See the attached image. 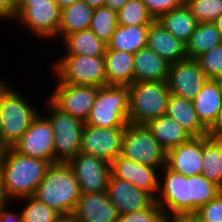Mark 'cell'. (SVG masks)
<instances>
[{"instance_id":"cell-1","label":"cell","mask_w":222,"mask_h":222,"mask_svg":"<svg viewBox=\"0 0 222 222\" xmlns=\"http://www.w3.org/2000/svg\"><path fill=\"white\" fill-rule=\"evenodd\" d=\"M51 163L41 159L22 156L12 148L2 152L0 160V193L10 202L30 197L44 178Z\"/></svg>"},{"instance_id":"cell-2","label":"cell","mask_w":222,"mask_h":222,"mask_svg":"<svg viewBox=\"0 0 222 222\" xmlns=\"http://www.w3.org/2000/svg\"><path fill=\"white\" fill-rule=\"evenodd\" d=\"M80 195L79 185L70 165L56 162L47 169L32 197L61 216H67L72 215Z\"/></svg>"},{"instance_id":"cell-3","label":"cell","mask_w":222,"mask_h":222,"mask_svg":"<svg viewBox=\"0 0 222 222\" xmlns=\"http://www.w3.org/2000/svg\"><path fill=\"white\" fill-rule=\"evenodd\" d=\"M18 90L4 82L0 86V123L2 148H11L40 112Z\"/></svg>"},{"instance_id":"cell-4","label":"cell","mask_w":222,"mask_h":222,"mask_svg":"<svg viewBox=\"0 0 222 222\" xmlns=\"http://www.w3.org/2000/svg\"><path fill=\"white\" fill-rule=\"evenodd\" d=\"M129 89V123L145 125L166 114L170 91L166 81L133 82Z\"/></svg>"},{"instance_id":"cell-5","label":"cell","mask_w":222,"mask_h":222,"mask_svg":"<svg viewBox=\"0 0 222 222\" xmlns=\"http://www.w3.org/2000/svg\"><path fill=\"white\" fill-rule=\"evenodd\" d=\"M129 123L128 86L106 85L98 94L84 124L99 128H124Z\"/></svg>"},{"instance_id":"cell-6","label":"cell","mask_w":222,"mask_h":222,"mask_svg":"<svg viewBox=\"0 0 222 222\" xmlns=\"http://www.w3.org/2000/svg\"><path fill=\"white\" fill-rule=\"evenodd\" d=\"M54 59L51 71L56 80L72 85L106 86L104 57L62 54Z\"/></svg>"},{"instance_id":"cell-7","label":"cell","mask_w":222,"mask_h":222,"mask_svg":"<svg viewBox=\"0 0 222 222\" xmlns=\"http://www.w3.org/2000/svg\"><path fill=\"white\" fill-rule=\"evenodd\" d=\"M46 101V115L50 114L46 117L54 133V163H68L80 153L84 123L62 112L50 100Z\"/></svg>"},{"instance_id":"cell-8","label":"cell","mask_w":222,"mask_h":222,"mask_svg":"<svg viewBox=\"0 0 222 222\" xmlns=\"http://www.w3.org/2000/svg\"><path fill=\"white\" fill-rule=\"evenodd\" d=\"M121 155L149 167L161 169L166 164V151L145 125L128 123L124 127Z\"/></svg>"},{"instance_id":"cell-9","label":"cell","mask_w":222,"mask_h":222,"mask_svg":"<svg viewBox=\"0 0 222 222\" xmlns=\"http://www.w3.org/2000/svg\"><path fill=\"white\" fill-rule=\"evenodd\" d=\"M61 9L56 2L16 3L15 20L41 40L57 38Z\"/></svg>"},{"instance_id":"cell-10","label":"cell","mask_w":222,"mask_h":222,"mask_svg":"<svg viewBox=\"0 0 222 222\" xmlns=\"http://www.w3.org/2000/svg\"><path fill=\"white\" fill-rule=\"evenodd\" d=\"M54 133L50 121L42 112L33 119L29 128L11 147L22 156L54 163Z\"/></svg>"},{"instance_id":"cell-11","label":"cell","mask_w":222,"mask_h":222,"mask_svg":"<svg viewBox=\"0 0 222 222\" xmlns=\"http://www.w3.org/2000/svg\"><path fill=\"white\" fill-rule=\"evenodd\" d=\"M98 88L58 81L57 87L55 86V90L48 99L62 112L85 123L97 97Z\"/></svg>"},{"instance_id":"cell-12","label":"cell","mask_w":222,"mask_h":222,"mask_svg":"<svg viewBox=\"0 0 222 222\" xmlns=\"http://www.w3.org/2000/svg\"><path fill=\"white\" fill-rule=\"evenodd\" d=\"M159 190L155 202L162 208L165 217L188 213V177L169 169H160Z\"/></svg>"},{"instance_id":"cell-13","label":"cell","mask_w":222,"mask_h":222,"mask_svg":"<svg viewBox=\"0 0 222 222\" xmlns=\"http://www.w3.org/2000/svg\"><path fill=\"white\" fill-rule=\"evenodd\" d=\"M68 164L73 170L81 194L106 191L110 176L108 162L96 156L80 152Z\"/></svg>"},{"instance_id":"cell-14","label":"cell","mask_w":222,"mask_h":222,"mask_svg":"<svg viewBox=\"0 0 222 222\" xmlns=\"http://www.w3.org/2000/svg\"><path fill=\"white\" fill-rule=\"evenodd\" d=\"M207 80L197 60L186 58L169 65L166 82L171 94L192 101Z\"/></svg>"},{"instance_id":"cell-15","label":"cell","mask_w":222,"mask_h":222,"mask_svg":"<svg viewBox=\"0 0 222 222\" xmlns=\"http://www.w3.org/2000/svg\"><path fill=\"white\" fill-rule=\"evenodd\" d=\"M124 128H99L84 124L80 152L110 163L121 154Z\"/></svg>"},{"instance_id":"cell-16","label":"cell","mask_w":222,"mask_h":222,"mask_svg":"<svg viewBox=\"0 0 222 222\" xmlns=\"http://www.w3.org/2000/svg\"><path fill=\"white\" fill-rule=\"evenodd\" d=\"M109 166L110 175L113 178L129 181L136 188L144 190L156 198L159 190V168L134 162L121 154L111 161Z\"/></svg>"},{"instance_id":"cell-17","label":"cell","mask_w":222,"mask_h":222,"mask_svg":"<svg viewBox=\"0 0 222 222\" xmlns=\"http://www.w3.org/2000/svg\"><path fill=\"white\" fill-rule=\"evenodd\" d=\"M106 193L119 215L145 210L155 198L148 192L136 188L131 182L109 176Z\"/></svg>"},{"instance_id":"cell-18","label":"cell","mask_w":222,"mask_h":222,"mask_svg":"<svg viewBox=\"0 0 222 222\" xmlns=\"http://www.w3.org/2000/svg\"><path fill=\"white\" fill-rule=\"evenodd\" d=\"M203 156V136L191 137L166 152V166L185 177L201 174Z\"/></svg>"},{"instance_id":"cell-19","label":"cell","mask_w":222,"mask_h":222,"mask_svg":"<svg viewBox=\"0 0 222 222\" xmlns=\"http://www.w3.org/2000/svg\"><path fill=\"white\" fill-rule=\"evenodd\" d=\"M72 216L77 222H117L119 218L106 191L81 194Z\"/></svg>"},{"instance_id":"cell-20","label":"cell","mask_w":222,"mask_h":222,"mask_svg":"<svg viewBox=\"0 0 222 222\" xmlns=\"http://www.w3.org/2000/svg\"><path fill=\"white\" fill-rule=\"evenodd\" d=\"M146 46L152 49L168 64H173L187 58L186 44L169 33L156 20L149 25Z\"/></svg>"},{"instance_id":"cell-21","label":"cell","mask_w":222,"mask_h":222,"mask_svg":"<svg viewBox=\"0 0 222 222\" xmlns=\"http://www.w3.org/2000/svg\"><path fill=\"white\" fill-rule=\"evenodd\" d=\"M133 82L166 81L169 65L147 46L134 54Z\"/></svg>"},{"instance_id":"cell-22","label":"cell","mask_w":222,"mask_h":222,"mask_svg":"<svg viewBox=\"0 0 222 222\" xmlns=\"http://www.w3.org/2000/svg\"><path fill=\"white\" fill-rule=\"evenodd\" d=\"M134 54L105 48L106 85L130 86L133 83Z\"/></svg>"},{"instance_id":"cell-23","label":"cell","mask_w":222,"mask_h":222,"mask_svg":"<svg viewBox=\"0 0 222 222\" xmlns=\"http://www.w3.org/2000/svg\"><path fill=\"white\" fill-rule=\"evenodd\" d=\"M145 126L166 152L192 137L176 120L166 114L148 121Z\"/></svg>"},{"instance_id":"cell-24","label":"cell","mask_w":222,"mask_h":222,"mask_svg":"<svg viewBox=\"0 0 222 222\" xmlns=\"http://www.w3.org/2000/svg\"><path fill=\"white\" fill-rule=\"evenodd\" d=\"M166 115L176 120L192 137L207 136V128L199 120L191 100L170 94Z\"/></svg>"},{"instance_id":"cell-25","label":"cell","mask_w":222,"mask_h":222,"mask_svg":"<svg viewBox=\"0 0 222 222\" xmlns=\"http://www.w3.org/2000/svg\"><path fill=\"white\" fill-rule=\"evenodd\" d=\"M192 102L199 120L208 129L215 121L222 106L219 81L207 80Z\"/></svg>"},{"instance_id":"cell-26","label":"cell","mask_w":222,"mask_h":222,"mask_svg":"<svg viewBox=\"0 0 222 222\" xmlns=\"http://www.w3.org/2000/svg\"><path fill=\"white\" fill-rule=\"evenodd\" d=\"M149 25H118L106 48L135 54L146 47Z\"/></svg>"},{"instance_id":"cell-27","label":"cell","mask_w":222,"mask_h":222,"mask_svg":"<svg viewBox=\"0 0 222 222\" xmlns=\"http://www.w3.org/2000/svg\"><path fill=\"white\" fill-rule=\"evenodd\" d=\"M94 9L83 0L67 6L61 10L57 38L63 39L66 35L89 29Z\"/></svg>"},{"instance_id":"cell-28","label":"cell","mask_w":222,"mask_h":222,"mask_svg":"<svg viewBox=\"0 0 222 222\" xmlns=\"http://www.w3.org/2000/svg\"><path fill=\"white\" fill-rule=\"evenodd\" d=\"M156 21L184 43L189 40L198 24L185 3L170 12L162 14Z\"/></svg>"},{"instance_id":"cell-29","label":"cell","mask_w":222,"mask_h":222,"mask_svg":"<svg viewBox=\"0 0 222 222\" xmlns=\"http://www.w3.org/2000/svg\"><path fill=\"white\" fill-rule=\"evenodd\" d=\"M62 41L65 54L104 57L106 44L90 29L70 33Z\"/></svg>"},{"instance_id":"cell-30","label":"cell","mask_w":222,"mask_h":222,"mask_svg":"<svg viewBox=\"0 0 222 222\" xmlns=\"http://www.w3.org/2000/svg\"><path fill=\"white\" fill-rule=\"evenodd\" d=\"M221 43L222 34L213 23H198L195 31L185 43L187 58L196 59Z\"/></svg>"},{"instance_id":"cell-31","label":"cell","mask_w":222,"mask_h":222,"mask_svg":"<svg viewBox=\"0 0 222 222\" xmlns=\"http://www.w3.org/2000/svg\"><path fill=\"white\" fill-rule=\"evenodd\" d=\"M201 174L222 188V138L203 136Z\"/></svg>"},{"instance_id":"cell-32","label":"cell","mask_w":222,"mask_h":222,"mask_svg":"<svg viewBox=\"0 0 222 222\" xmlns=\"http://www.w3.org/2000/svg\"><path fill=\"white\" fill-rule=\"evenodd\" d=\"M222 188L202 174L188 177V213L216 198Z\"/></svg>"},{"instance_id":"cell-33","label":"cell","mask_w":222,"mask_h":222,"mask_svg":"<svg viewBox=\"0 0 222 222\" xmlns=\"http://www.w3.org/2000/svg\"><path fill=\"white\" fill-rule=\"evenodd\" d=\"M118 26L117 12L108 7L94 9L89 29L106 45Z\"/></svg>"},{"instance_id":"cell-34","label":"cell","mask_w":222,"mask_h":222,"mask_svg":"<svg viewBox=\"0 0 222 222\" xmlns=\"http://www.w3.org/2000/svg\"><path fill=\"white\" fill-rule=\"evenodd\" d=\"M118 25H150L154 18L147 11L143 0H129L117 12Z\"/></svg>"},{"instance_id":"cell-35","label":"cell","mask_w":222,"mask_h":222,"mask_svg":"<svg viewBox=\"0 0 222 222\" xmlns=\"http://www.w3.org/2000/svg\"><path fill=\"white\" fill-rule=\"evenodd\" d=\"M17 200H23V202H26L21 211L23 222H57L61 217V215L54 209L37 201L32 196L23 197Z\"/></svg>"},{"instance_id":"cell-36","label":"cell","mask_w":222,"mask_h":222,"mask_svg":"<svg viewBox=\"0 0 222 222\" xmlns=\"http://www.w3.org/2000/svg\"><path fill=\"white\" fill-rule=\"evenodd\" d=\"M198 23H213L222 14V0H184Z\"/></svg>"},{"instance_id":"cell-37","label":"cell","mask_w":222,"mask_h":222,"mask_svg":"<svg viewBox=\"0 0 222 222\" xmlns=\"http://www.w3.org/2000/svg\"><path fill=\"white\" fill-rule=\"evenodd\" d=\"M208 80L222 79V43L196 58Z\"/></svg>"},{"instance_id":"cell-38","label":"cell","mask_w":222,"mask_h":222,"mask_svg":"<svg viewBox=\"0 0 222 222\" xmlns=\"http://www.w3.org/2000/svg\"><path fill=\"white\" fill-rule=\"evenodd\" d=\"M164 217L162 208L154 202L145 210L119 215L117 222H160Z\"/></svg>"},{"instance_id":"cell-39","label":"cell","mask_w":222,"mask_h":222,"mask_svg":"<svg viewBox=\"0 0 222 222\" xmlns=\"http://www.w3.org/2000/svg\"><path fill=\"white\" fill-rule=\"evenodd\" d=\"M196 214L204 222H222V192L216 198L199 207Z\"/></svg>"},{"instance_id":"cell-40","label":"cell","mask_w":222,"mask_h":222,"mask_svg":"<svg viewBox=\"0 0 222 222\" xmlns=\"http://www.w3.org/2000/svg\"><path fill=\"white\" fill-rule=\"evenodd\" d=\"M147 11L157 20L162 14L180 7L184 0H143Z\"/></svg>"},{"instance_id":"cell-41","label":"cell","mask_w":222,"mask_h":222,"mask_svg":"<svg viewBox=\"0 0 222 222\" xmlns=\"http://www.w3.org/2000/svg\"><path fill=\"white\" fill-rule=\"evenodd\" d=\"M0 20H15V5L10 0H0Z\"/></svg>"},{"instance_id":"cell-42","label":"cell","mask_w":222,"mask_h":222,"mask_svg":"<svg viewBox=\"0 0 222 222\" xmlns=\"http://www.w3.org/2000/svg\"><path fill=\"white\" fill-rule=\"evenodd\" d=\"M8 204L9 202L5 201L0 207V222H23L21 211L19 214L9 211Z\"/></svg>"},{"instance_id":"cell-43","label":"cell","mask_w":222,"mask_h":222,"mask_svg":"<svg viewBox=\"0 0 222 222\" xmlns=\"http://www.w3.org/2000/svg\"><path fill=\"white\" fill-rule=\"evenodd\" d=\"M207 135L213 138H222V106L218 111L215 121L207 129Z\"/></svg>"},{"instance_id":"cell-44","label":"cell","mask_w":222,"mask_h":222,"mask_svg":"<svg viewBox=\"0 0 222 222\" xmlns=\"http://www.w3.org/2000/svg\"><path fill=\"white\" fill-rule=\"evenodd\" d=\"M174 222H204L196 212L180 213L170 217Z\"/></svg>"},{"instance_id":"cell-45","label":"cell","mask_w":222,"mask_h":222,"mask_svg":"<svg viewBox=\"0 0 222 222\" xmlns=\"http://www.w3.org/2000/svg\"><path fill=\"white\" fill-rule=\"evenodd\" d=\"M129 0H105V7L118 12Z\"/></svg>"},{"instance_id":"cell-46","label":"cell","mask_w":222,"mask_h":222,"mask_svg":"<svg viewBox=\"0 0 222 222\" xmlns=\"http://www.w3.org/2000/svg\"><path fill=\"white\" fill-rule=\"evenodd\" d=\"M92 9H97L105 5V0H83Z\"/></svg>"},{"instance_id":"cell-47","label":"cell","mask_w":222,"mask_h":222,"mask_svg":"<svg viewBox=\"0 0 222 222\" xmlns=\"http://www.w3.org/2000/svg\"><path fill=\"white\" fill-rule=\"evenodd\" d=\"M59 8L62 10L63 8L70 6L71 4L75 3L76 1L79 0H54Z\"/></svg>"},{"instance_id":"cell-48","label":"cell","mask_w":222,"mask_h":222,"mask_svg":"<svg viewBox=\"0 0 222 222\" xmlns=\"http://www.w3.org/2000/svg\"><path fill=\"white\" fill-rule=\"evenodd\" d=\"M217 30L222 34V14H220L213 22Z\"/></svg>"},{"instance_id":"cell-49","label":"cell","mask_w":222,"mask_h":222,"mask_svg":"<svg viewBox=\"0 0 222 222\" xmlns=\"http://www.w3.org/2000/svg\"><path fill=\"white\" fill-rule=\"evenodd\" d=\"M57 222H77V220L72 215L61 216Z\"/></svg>"},{"instance_id":"cell-50","label":"cell","mask_w":222,"mask_h":222,"mask_svg":"<svg viewBox=\"0 0 222 222\" xmlns=\"http://www.w3.org/2000/svg\"><path fill=\"white\" fill-rule=\"evenodd\" d=\"M55 2L54 0H19L17 3H47Z\"/></svg>"},{"instance_id":"cell-51","label":"cell","mask_w":222,"mask_h":222,"mask_svg":"<svg viewBox=\"0 0 222 222\" xmlns=\"http://www.w3.org/2000/svg\"><path fill=\"white\" fill-rule=\"evenodd\" d=\"M160 222H174L170 217H164Z\"/></svg>"},{"instance_id":"cell-52","label":"cell","mask_w":222,"mask_h":222,"mask_svg":"<svg viewBox=\"0 0 222 222\" xmlns=\"http://www.w3.org/2000/svg\"><path fill=\"white\" fill-rule=\"evenodd\" d=\"M0 146L2 147V129H1V123H0Z\"/></svg>"},{"instance_id":"cell-53","label":"cell","mask_w":222,"mask_h":222,"mask_svg":"<svg viewBox=\"0 0 222 222\" xmlns=\"http://www.w3.org/2000/svg\"><path fill=\"white\" fill-rule=\"evenodd\" d=\"M218 81H219V86H220L221 94H222V79H218Z\"/></svg>"},{"instance_id":"cell-54","label":"cell","mask_w":222,"mask_h":222,"mask_svg":"<svg viewBox=\"0 0 222 222\" xmlns=\"http://www.w3.org/2000/svg\"><path fill=\"white\" fill-rule=\"evenodd\" d=\"M4 202H5V201L3 200L2 195H1V193H0V207H1V205H2Z\"/></svg>"},{"instance_id":"cell-55","label":"cell","mask_w":222,"mask_h":222,"mask_svg":"<svg viewBox=\"0 0 222 222\" xmlns=\"http://www.w3.org/2000/svg\"><path fill=\"white\" fill-rule=\"evenodd\" d=\"M3 150H4V149L0 146V160H1V156H2Z\"/></svg>"},{"instance_id":"cell-56","label":"cell","mask_w":222,"mask_h":222,"mask_svg":"<svg viewBox=\"0 0 222 222\" xmlns=\"http://www.w3.org/2000/svg\"><path fill=\"white\" fill-rule=\"evenodd\" d=\"M14 5L19 1V0H10Z\"/></svg>"},{"instance_id":"cell-57","label":"cell","mask_w":222,"mask_h":222,"mask_svg":"<svg viewBox=\"0 0 222 222\" xmlns=\"http://www.w3.org/2000/svg\"><path fill=\"white\" fill-rule=\"evenodd\" d=\"M4 83V79L2 81L1 77H0V86Z\"/></svg>"}]
</instances>
